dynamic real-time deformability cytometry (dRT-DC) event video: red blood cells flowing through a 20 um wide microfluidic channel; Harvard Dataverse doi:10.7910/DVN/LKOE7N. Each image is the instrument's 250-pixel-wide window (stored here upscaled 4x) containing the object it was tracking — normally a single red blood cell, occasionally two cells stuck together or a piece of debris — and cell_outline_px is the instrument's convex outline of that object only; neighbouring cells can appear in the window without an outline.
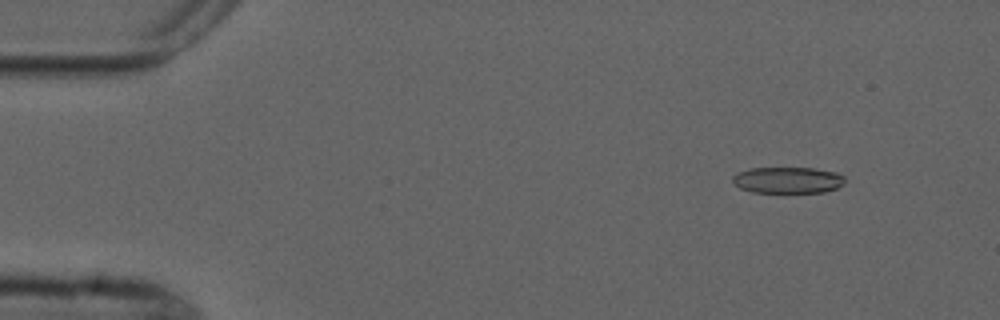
{"species": "common noctule bat (a hibernating species)", "species_latin": "Nyctalus noctula", "temperature_condition": "cold", "stored_images_in_passage": 5, "camera_frame_rate_fps": 3000, "um_per_image_px": 0.085, "animal": {"sex": "male", "forearm_length_mm": 52.5}, "frame": {"image": 1, "passage_image": 2, "time_ms": 1.333, "image_size_px": [1000, 320], "cell_outline_px": [[844, 184], [836, 188], [824, 192], [752, 192], [740, 188], [732, 180], [732, 176], [736, 172], [748, 168], [812, 168], [836, 172], [844, 176]], "centroid_in_image_um": [66.94, 15.3], "position_along_channel_um": 18.1, "area_um2": 17.22}}
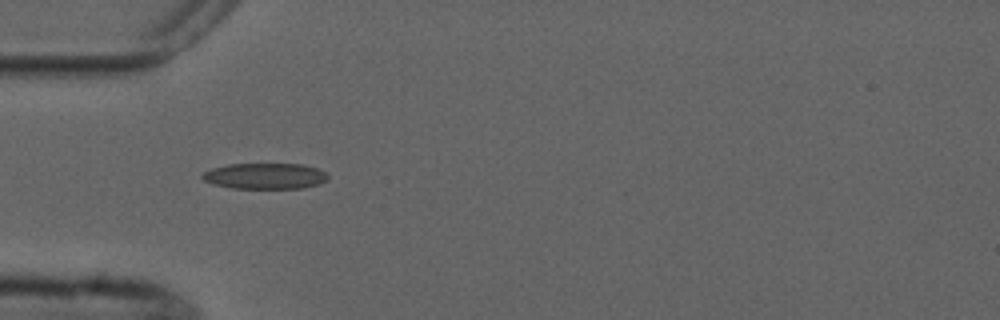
{"frame": {"image": 2, "passage_image": 4, "time_ms": 5.0, "image_size_px": [1000, 320], "cell_outline_px": [[328, 180], [320, 184], [304, 188], [232, 188], [212, 184], [204, 180], [200, 176], [204, 172], [212, 168], [228, 164], [304, 164], [328, 172]], "centroid_in_image_um": [22.56, 14.96], "position_along_channel_um": 62.4, "area_um2": 19.13}}
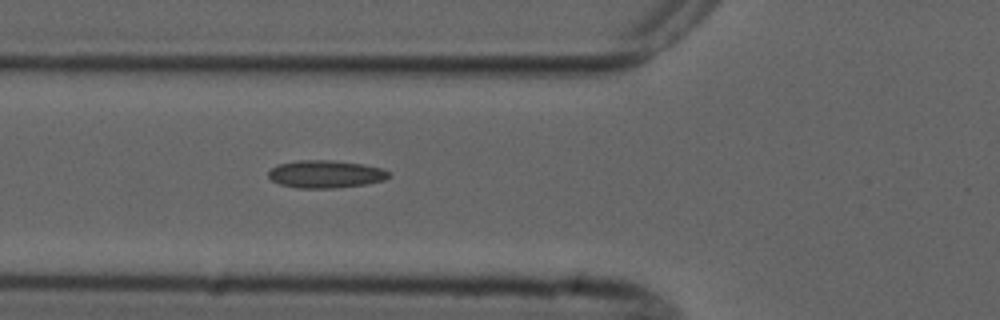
{"frame": {"image": 3, "passage_image": 5, "time_ms": 6.0, "image_size_px": [1000, 320], "cell_outline_px": [[392, 176], [384, 180], [364, 184], [336, 188], [296, 188], [280, 184], [272, 180], [268, 176], [268, 172], [276, 164], [300, 160], [332, 160], [364, 164], [380, 168], [392, 172]], "centroid_in_image_um": [27.69, 14.79], "position_along_channel_um": 98.1, "area_um2": 19.54}}